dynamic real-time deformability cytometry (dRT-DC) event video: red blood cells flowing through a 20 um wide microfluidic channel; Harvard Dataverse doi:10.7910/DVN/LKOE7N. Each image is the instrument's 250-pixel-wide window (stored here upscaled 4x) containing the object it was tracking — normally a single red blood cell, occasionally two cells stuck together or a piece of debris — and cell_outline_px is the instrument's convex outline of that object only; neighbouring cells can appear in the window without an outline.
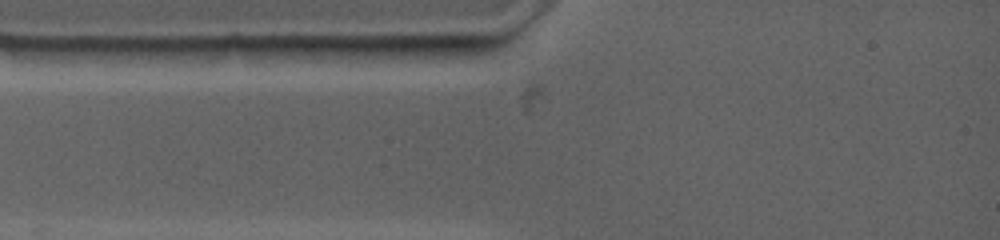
{"species": "common noctule bat (a hibernating species)", "species_latin": "Nyctalus noctula", "temperature_condition": "warm", "stored_images_in_passage": 1, "camera_frame_rate_fps": 4500, "um_per_image_px": 0.085, "animal": {"sex": "female", "body_mass_g": 19.0, "forearm_length_mm": 53.3}, "frame": {"image": 1, "passage_image": 1, "time_ms": 0.0, "image_size_px": [1000, 240], "cell_outline_px": [[432, 48], [424, 56], [360, 64], [312, 56], [288, 48], [288, 44], [412, 44]], "centroid_in_image_um": [30.76, 4.4], "position_along_channel_um": 54.2, "area_um2": 14.51}}